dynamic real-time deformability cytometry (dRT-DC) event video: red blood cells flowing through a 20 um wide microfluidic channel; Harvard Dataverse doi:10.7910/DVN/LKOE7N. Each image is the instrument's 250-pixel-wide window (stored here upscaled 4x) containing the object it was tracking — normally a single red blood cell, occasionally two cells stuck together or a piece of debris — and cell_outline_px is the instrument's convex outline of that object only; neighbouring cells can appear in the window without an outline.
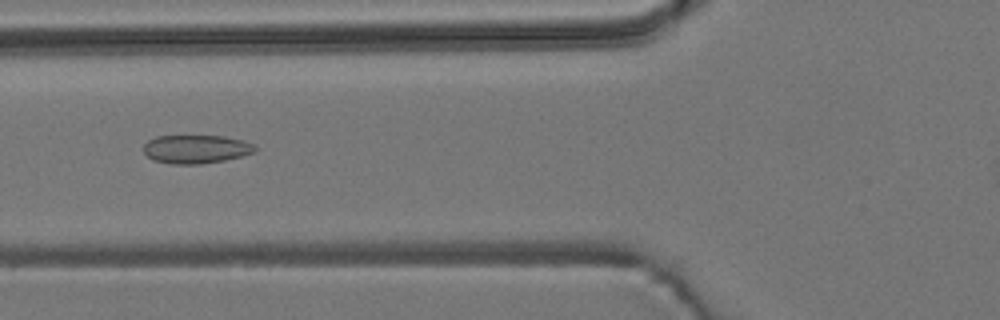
{"species": "common noctule bat (a hibernating species)", "species_latin": "Nyctalus noctula", "temperature_condition": "room temperature", "stored_images_in_passage": 37, "camera_frame_rate_fps": 3000, "um_per_image_px": 0.085, "animal": {"sex": "male", "body_mass_g": 19.2, "forearm_length_mm": 51.8}, "frame": {"image": 1, "passage_image": 7, "time_ms": 2.0, "image_size_px": [1000, 320], "cell_outline_px": [[256, 152], [224, 160], [200, 164], [172, 164], [152, 160], [144, 152], [144, 144], [148, 140], [156, 136], [224, 136], [244, 140], [256, 144]], "centroid_in_image_um": [16.68, 12.67], "position_along_channel_um": 109.1, "area_um2": 18.61}}
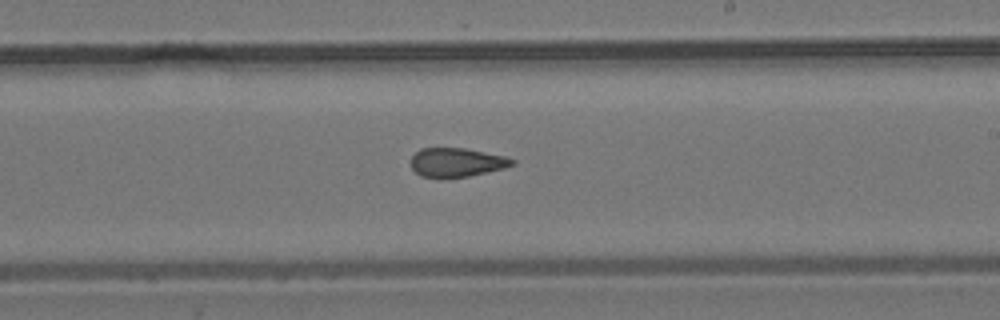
{"frame": {"image": 2, "passage_image": 18, "time_ms": 5.667, "image_size_px": [1000, 320], "cell_outline_px": [[516, 164], [504, 168], [468, 176], [440, 180], [420, 176], [412, 168], [412, 156], [420, 148], [464, 148], [504, 156], [516, 160]], "centroid_in_image_um": [38.79, 13.83], "position_along_channel_um": 250.2, "area_um2": 17.34}}
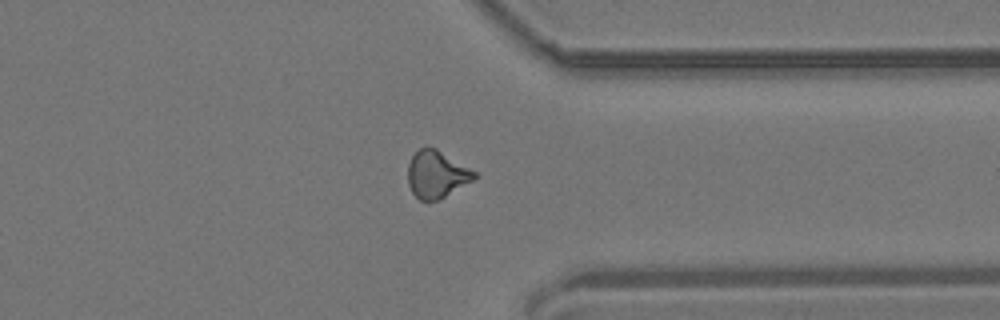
{"frame": {"image": 3, "passage_image": 28, "time_ms": 9.0, "image_size_px": [1000, 320], "cell_outline_px": [[480, 176], [444, 196], [436, 200], [420, 200], [412, 192], [408, 184], [408, 164], [412, 156], [420, 148], [428, 144], [436, 148], [476, 172]], "centroid_in_image_um": [37.1, 14.78], "position_along_channel_um": 374.3, "area_um2": 18.15}}